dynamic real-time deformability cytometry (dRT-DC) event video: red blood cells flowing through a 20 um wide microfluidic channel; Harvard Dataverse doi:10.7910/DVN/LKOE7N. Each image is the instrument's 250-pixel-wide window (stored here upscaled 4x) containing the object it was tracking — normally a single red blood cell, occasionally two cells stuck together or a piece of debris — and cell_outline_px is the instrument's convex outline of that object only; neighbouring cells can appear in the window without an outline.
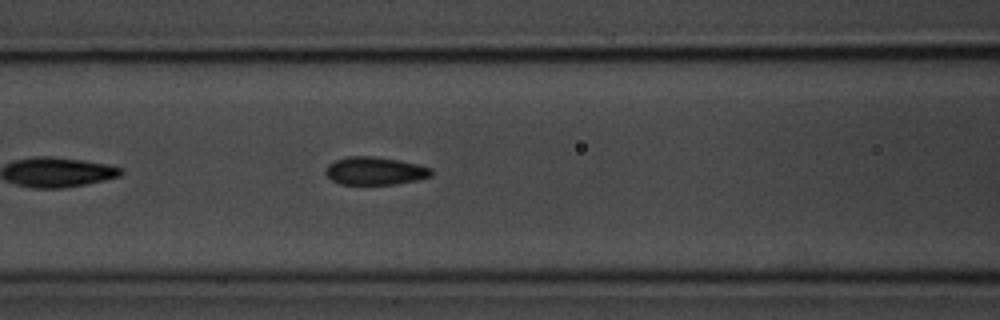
{"species": "common noctule bat (a hibernating species)", "species_latin": "Nyctalus noctula", "temperature_condition": "room temperature", "stored_images_in_passage": 20, "camera_frame_rate_fps": 3000, "um_per_image_px": 0.085, "animal": {"sex": "male", "body_mass_g": 20.1, "forearm_length_mm": 53.5}, "frame": {"image": 1, "passage_image": 9, "time_ms": 2.667, "image_size_px": [1000, 320], "cell_outline_px": [[432, 176], [416, 180], [396, 184], [340, 184], [332, 180], [324, 172], [328, 164], [336, 160], [348, 156], [372, 156], [396, 160], [416, 164], [432, 168]], "centroid_in_image_um": [31.86, 14.53], "position_along_channel_um": 134.7, "area_um2": 17.05}}
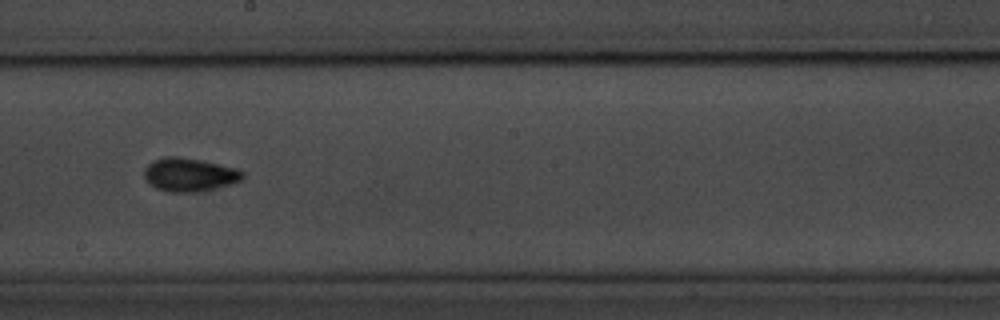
{"frame": {"image": 2, "passage_image": 17, "time_ms": 5.333, "image_size_px": [1000, 320], "cell_outline_px": [[244, 180], [196, 192], [168, 192], [156, 188], [144, 176], [144, 168], [152, 160], [164, 156], [176, 156], [200, 160], [240, 168], [244, 172]], "centroid_in_image_um": [16.12, 14.83], "position_along_channel_um": 232.1, "area_um2": 19.19}}